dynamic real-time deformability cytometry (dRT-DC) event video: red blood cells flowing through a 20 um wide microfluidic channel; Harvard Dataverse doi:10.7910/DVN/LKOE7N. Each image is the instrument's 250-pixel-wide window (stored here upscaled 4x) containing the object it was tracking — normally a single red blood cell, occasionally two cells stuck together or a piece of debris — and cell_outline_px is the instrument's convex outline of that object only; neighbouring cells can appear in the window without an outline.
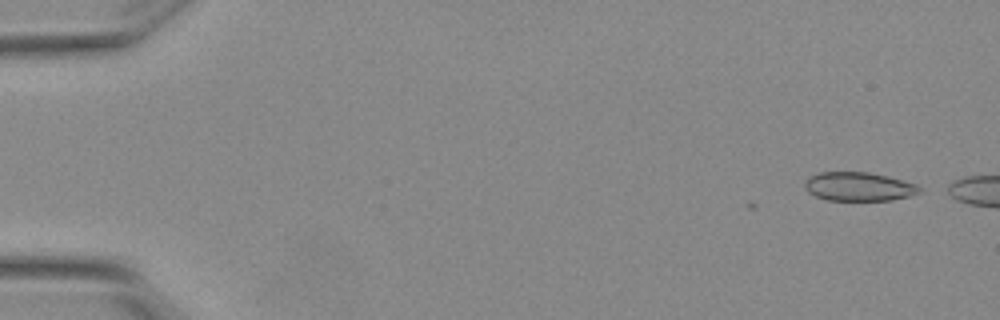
{"species": "Egyptian fruit bat (a non-hibernating species)", "species_latin": "Rousettus aegyptiacus", "temperature_condition": "warm", "stored_images_in_passage": 4, "camera_frame_rate_fps": 3000, "um_per_image_px": 0.085, "animal": {"sex": "female"}, "frame": {"image": 1, "passage_image": 1, "time_ms": 0.0, "image_size_px": [1000, 320], "cell_outline_px": [[920, 192], [908, 196], [892, 200], [828, 200], [816, 196], [808, 192], [804, 188], [804, 180], [820, 172], [868, 172], [888, 176], [916, 184], [920, 188]], "centroid_in_image_um": [72.97, 15.86], "position_along_channel_um": 12.0, "area_um2": 19.13}}